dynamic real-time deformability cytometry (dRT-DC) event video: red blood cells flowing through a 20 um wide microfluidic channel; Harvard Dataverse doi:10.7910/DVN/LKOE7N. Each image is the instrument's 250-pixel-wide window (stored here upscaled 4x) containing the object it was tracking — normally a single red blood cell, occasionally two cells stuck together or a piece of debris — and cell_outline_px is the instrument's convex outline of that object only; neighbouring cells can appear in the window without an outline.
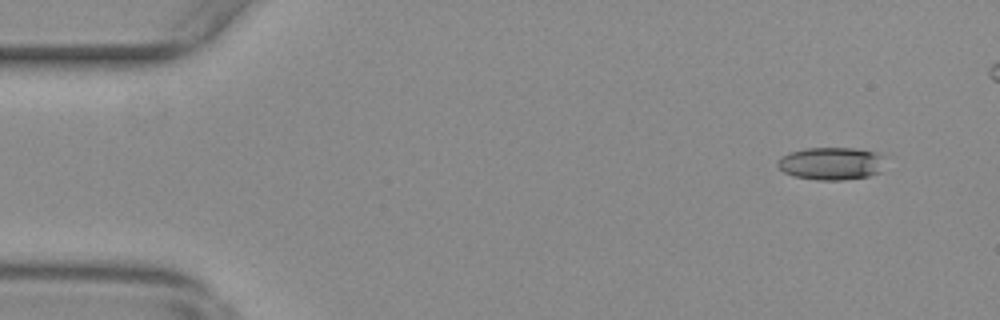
{"species": "common noctule bat (a hibernating species)", "species_latin": "Nyctalus noctula", "temperature_condition": "warm", "stored_images_in_passage": 52, "camera_frame_rate_fps": 3000, "um_per_image_px": 0.085, "animal": {"sex": "female", "body_mass_g": 29.2, "forearm_length_mm": 56.3}, "frame": {"image": 1, "passage_image": 5, "time_ms": 1.333, "image_size_px": [1000, 320], "cell_outline_px": [[888, 156], [880, 172], [868, 176], [844, 180], [816, 180], [792, 176], [784, 172], [776, 164], [784, 156], [792, 152], [808, 148], [852, 148], [876, 152]], "centroid_in_image_um": [70.73, 13.9], "position_along_channel_um": 14.3, "area_um2": 20.58}}
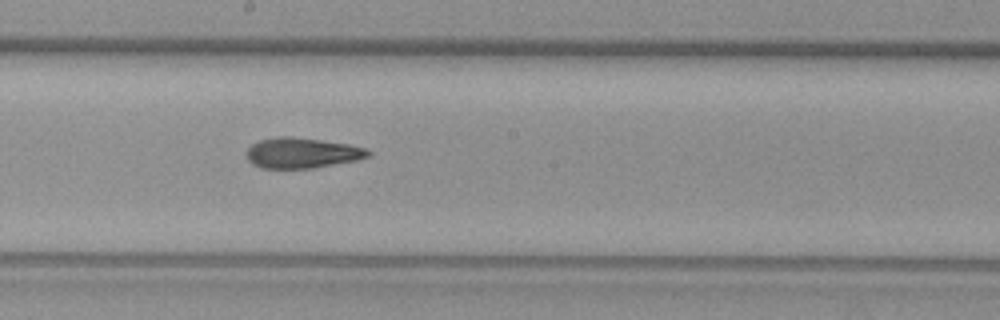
{"frame": {"image": 2, "passage_image": 31, "time_ms": 10.0, "image_size_px": [1000, 320], "cell_outline_px": [[372, 156], [356, 160], [312, 168], [260, 168], [252, 164], [248, 160], [248, 148], [252, 144], [260, 140], [276, 136], [288, 136], [320, 140], [348, 144], [364, 148], [372, 152]], "centroid_in_image_um": [25.67, 13.0], "position_along_channel_um": 222.5, "area_um2": 21.44}}
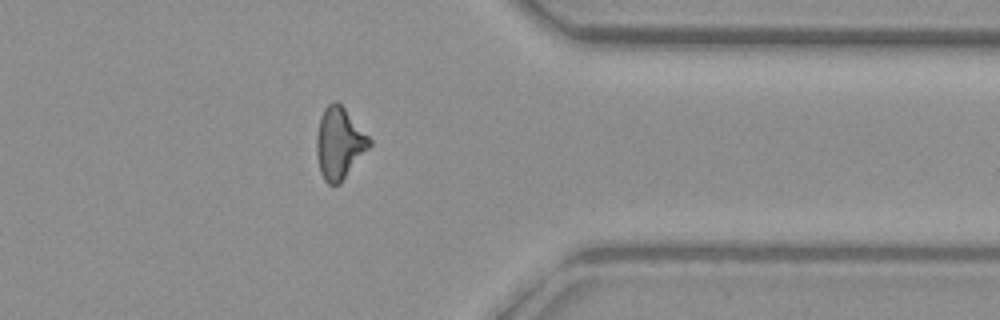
{"frame": {"image": 3, "passage_image": 45, "time_ms": 14.667, "image_size_px": [1000, 320], "cell_outline_px": [[372, 144], [340, 184], [328, 184], [324, 180], [320, 172], [316, 152], [316, 136], [320, 116], [324, 108], [332, 100], [336, 100], [344, 108], [372, 140]], "centroid_in_image_um": [28.82, 12.17], "position_along_channel_um": 382.6, "area_um2": 22.02}}